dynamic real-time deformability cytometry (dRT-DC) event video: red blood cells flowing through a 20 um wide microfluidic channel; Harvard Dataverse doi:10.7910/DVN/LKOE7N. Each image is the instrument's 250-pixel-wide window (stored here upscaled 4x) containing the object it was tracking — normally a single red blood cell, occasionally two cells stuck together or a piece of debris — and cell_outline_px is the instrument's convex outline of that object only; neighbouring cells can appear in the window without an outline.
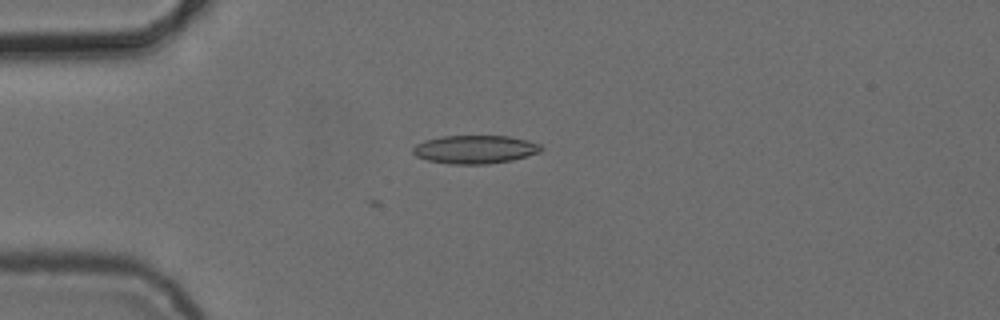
{"species": "common noctule bat (a hibernating species)", "species_latin": "Nyctalus noctula", "temperature_condition": "cold", "stored_images_in_passage": 6, "camera_frame_rate_fps": 3000, "um_per_image_px": 0.085, "animal": {"sex": "female", "body_mass_g": 24.6, "forearm_length_mm": 56.2}, "frame": {"image": 1, "passage_image": 4, "time_ms": 4.667, "image_size_px": [1000, 320], "cell_outline_px": [[544, 148], [540, 152], [512, 160], [488, 164], [448, 164], [428, 160], [416, 156], [412, 152], [412, 148], [416, 144], [424, 140], [440, 136], [508, 136], [528, 140], [540, 144]], "centroid_in_image_um": [40.36, 12.7], "position_along_channel_um": 44.6, "area_um2": 21.27}}
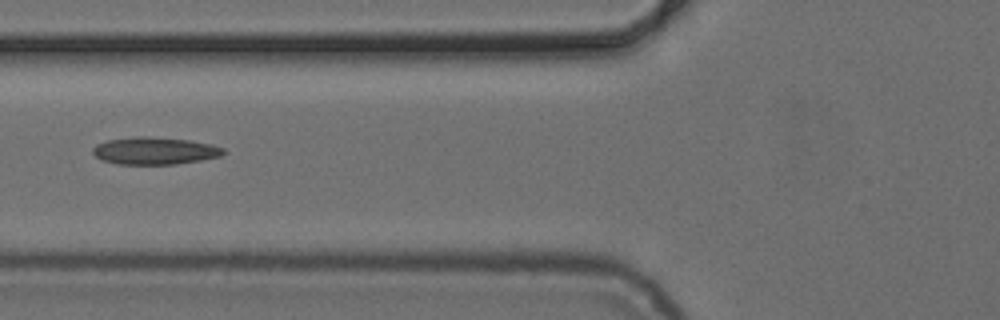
{"frame": {"image": 2, "passage_image": 6, "time_ms": 7.0, "image_size_px": [1000, 320], "cell_outline_px": [[224, 152], [220, 156], [200, 160], [176, 164], [116, 164], [100, 160], [92, 152], [92, 148], [96, 144], [108, 140], [136, 136], [144, 136], [188, 140], [212, 144], [224, 148]], "centroid_in_image_um": [13.11, 12.82], "position_along_channel_um": 112.7, "area_um2": 20.75}}